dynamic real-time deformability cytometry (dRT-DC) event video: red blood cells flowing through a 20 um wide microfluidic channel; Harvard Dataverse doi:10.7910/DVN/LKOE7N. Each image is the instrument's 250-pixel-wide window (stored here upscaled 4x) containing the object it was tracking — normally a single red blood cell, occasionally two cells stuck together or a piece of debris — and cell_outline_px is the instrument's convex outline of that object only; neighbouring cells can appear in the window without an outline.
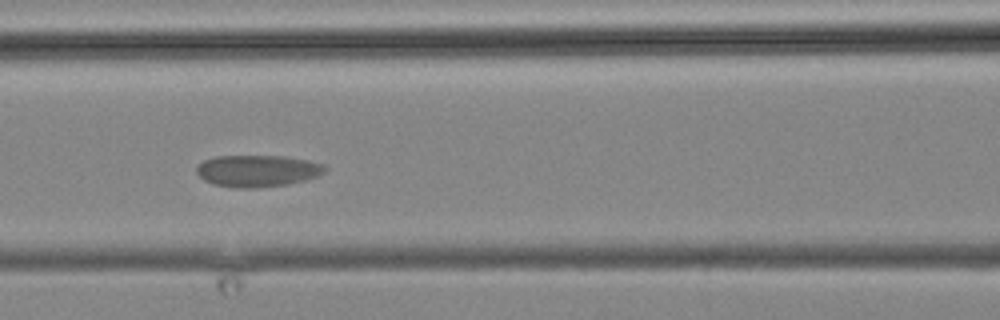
{"species": "common noctule bat (a hibernating species)", "species_latin": "Nyctalus noctula", "temperature_condition": "cold", "stored_images_in_passage": 4, "camera_frame_rate_fps": 3000, "um_per_image_px": 0.085, "animal": {"sex": "male", "body_mass_g": 19.2, "forearm_length_mm": 51.8}, "frame": {"image": 1, "passage_image": 3, "time_ms": 2.333, "image_size_px": [1000, 320], "cell_outline_px": [[328, 168], [320, 176], [308, 180], [288, 184], [256, 188], [236, 188], [216, 184], [204, 180], [196, 172], [196, 168], [204, 160], [216, 156], [284, 156], [308, 160], [324, 164]], "centroid_in_image_um": [21.94, 14.52], "position_along_channel_um": 144.7, "area_um2": 23.93}}
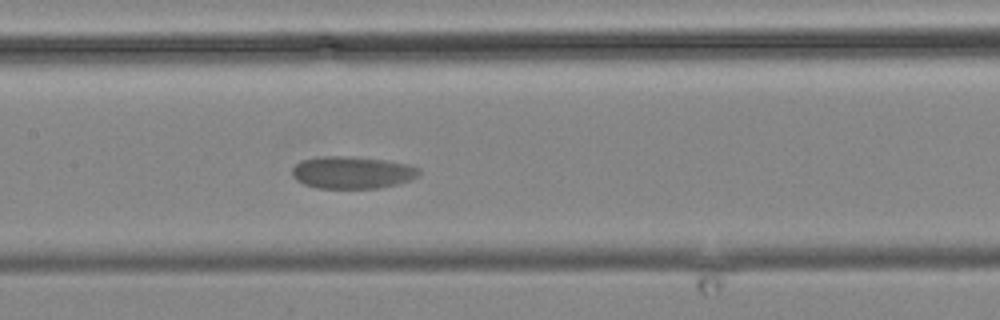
{"frame": {"image": 2, "passage_image": 4, "time_ms": 3.333, "image_size_px": [1000, 320], "cell_outline_px": [[420, 172], [416, 176], [408, 180], [396, 184], [380, 188], [316, 188], [304, 184], [296, 180], [292, 176], [292, 168], [300, 160], [324, 156], [352, 156], [384, 160], [408, 164], [420, 168]], "centroid_in_image_um": [29.9, 14.66], "position_along_channel_um": 177.5, "area_um2": 23.87}}